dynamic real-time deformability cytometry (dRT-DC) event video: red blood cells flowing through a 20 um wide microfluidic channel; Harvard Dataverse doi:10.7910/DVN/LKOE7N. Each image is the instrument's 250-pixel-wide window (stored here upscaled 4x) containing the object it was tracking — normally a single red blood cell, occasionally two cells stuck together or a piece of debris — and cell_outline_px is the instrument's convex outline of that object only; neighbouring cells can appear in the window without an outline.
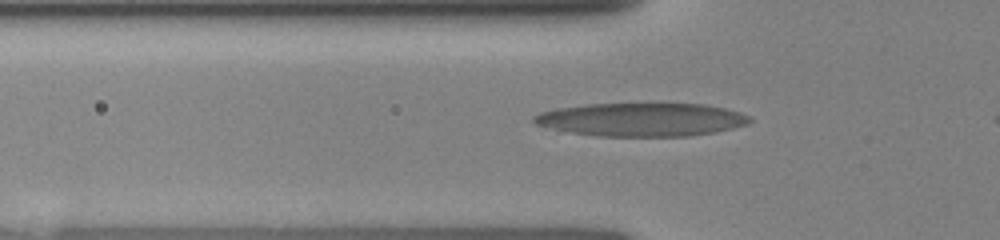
{"species": "human", "species_latin": "Homo sapiens", "temperature_condition": "room temperature", "stored_images_in_passage": 22, "camera_frame_rate_fps": 3000, "um_per_image_px": 0.085, "donor": {"sex": "female"}, "frame": {"image": 1, "passage_image": 4, "time_ms": 1.667, "image_size_px": [1000, 240], "cell_outline_px": [[752, 120], [748, 124], [732, 128], [712, 132], [688, 136], [596, 136], [572, 132], [552, 128], [536, 124], [532, 120], [532, 116], [540, 112], [556, 108], [588, 104], [704, 104], [724, 108], [740, 112], [752, 116]], "centroid_in_image_um": [54.54, 10.16], "position_along_channel_um": 71.3, "area_um2": 41.73}}
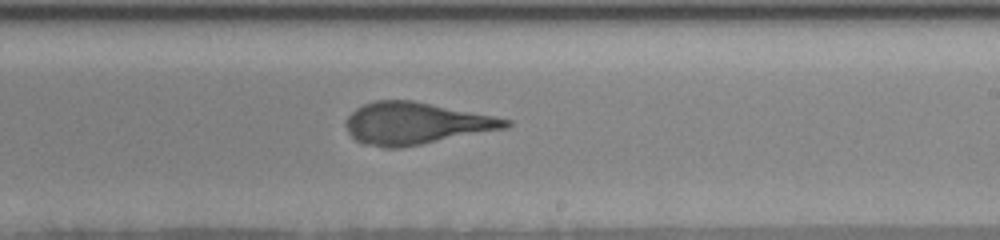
{"frame": {"image": 2, "passage_image": 11, "time_ms": 6.0, "image_size_px": [1000, 240], "cell_outline_px": [[512, 124], [508, 128], [400, 148], [384, 148], [364, 144], [356, 140], [348, 132], [344, 124], [344, 120], [356, 108], [364, 104], [376, 100], [412, 100], [512, 120]], "centroid_in_image_um": [35.31, 10.49], "position_along_channel_um": 253.7, "area_um2": 38.96}}
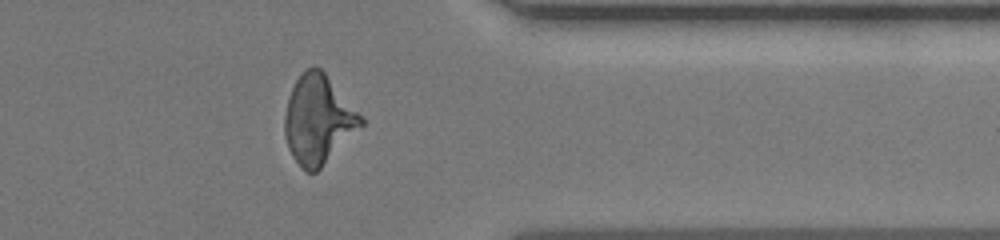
{"frame": {"image": 3, "passage_image": 18, "time_ms": 9.333, "image_size_px": [1000, 240], "cell_outline_px": [[364, 124], [316, 172], [304, 172], [300, 168], [292, 156], [288, 148], [284, 136], [284, 116], [288, 100], [292, 88], [296, 80], [304, 68], [320, 68], [324, 72], [364, 120]], "centroid_in_image_um": [27.0, 10.2], "position_along_channel_um": 384.4, "area_um2": 38.84}}